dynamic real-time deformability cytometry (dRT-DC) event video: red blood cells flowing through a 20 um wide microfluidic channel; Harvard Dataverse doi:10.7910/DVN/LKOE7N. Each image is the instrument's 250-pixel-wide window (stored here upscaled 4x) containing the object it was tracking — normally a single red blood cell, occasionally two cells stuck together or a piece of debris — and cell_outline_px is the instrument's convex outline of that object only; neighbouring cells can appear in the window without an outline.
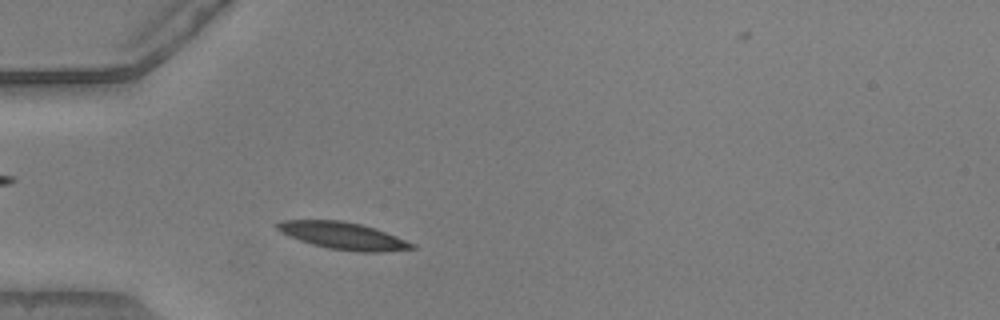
{"species": "common noctule bat (a hibernating species)", "species_latin": "Nyctalus noctula", "temperature_condition": "warm", "stored_images_in_passage": 30, "camera_frame_rate_fps": 3000, "um_per_image_px": 0.085, "animal": {"sex": "male", "body_mass_g": 20.5, "forearm_length_mm": 52.5}, "frame": {"image": 1, "passage_image": 6, "time_ms": 1.667, "image_size_px": [1000, 320], "cell_outline_px": [[416, 248], [380, 252], [360, 252], [328, 248], [312, 244], [300, 240], [280, 232], [276, 228], [276, 224], [284, 220], [340, 220], [360, 224], [376, 228], [416, 244]], "centroid_in_image_um": [29.19, 20.04], "position_along_channel_um": 55.8, "area_um2": 21.15}}
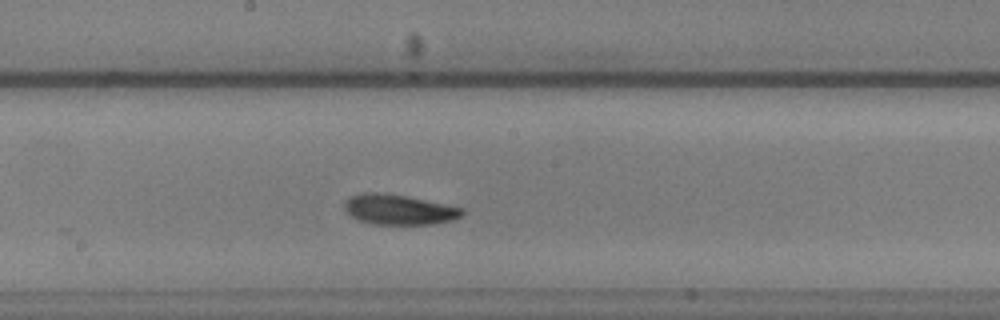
{"frame": {"image": 2, "passage_image": 19, "time_ms": 6.0, "image_size_px": [1000, 320], "cell_outline_px": [[464, 212], [460, 216], [452, 220], [436, 224], [372, 224], [360, 220], [352, 216], [344, 208], [344, 204], [352, 196], [360, 192], [384, 192], [464, 208]], "centroid_in_image_um": [33.91, 17.81], "position_along_channel_um": 214.3, "area_um2": 20.46}}
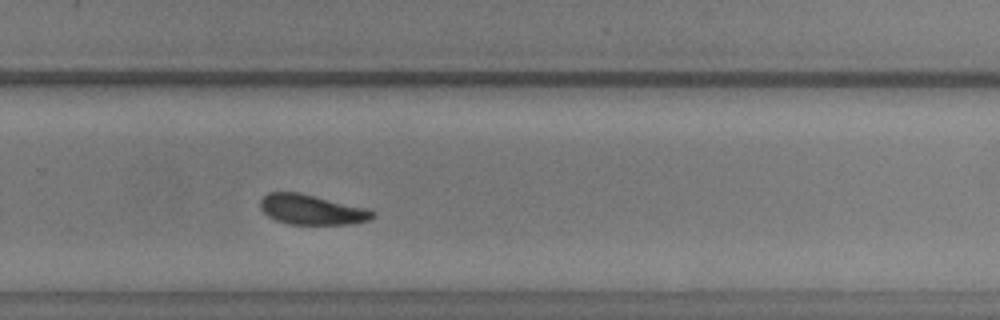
{"frame": {"image": 3, "passage_image": 26, "time_ms": 8.333, "image_size_px": [1000, 320], "cell_outline_px": [[376, 216], [368, 220], [352, 224], [288, 224], [276, 220], [268, 216], [260, 208], [260, 200], [268, 192], [300, 192], [368, 208], [376, 212]], "centroid_in_image_um": [26.52, 17.81], "position_along_channel_um": 303.3, "area_um2": 19.83}}